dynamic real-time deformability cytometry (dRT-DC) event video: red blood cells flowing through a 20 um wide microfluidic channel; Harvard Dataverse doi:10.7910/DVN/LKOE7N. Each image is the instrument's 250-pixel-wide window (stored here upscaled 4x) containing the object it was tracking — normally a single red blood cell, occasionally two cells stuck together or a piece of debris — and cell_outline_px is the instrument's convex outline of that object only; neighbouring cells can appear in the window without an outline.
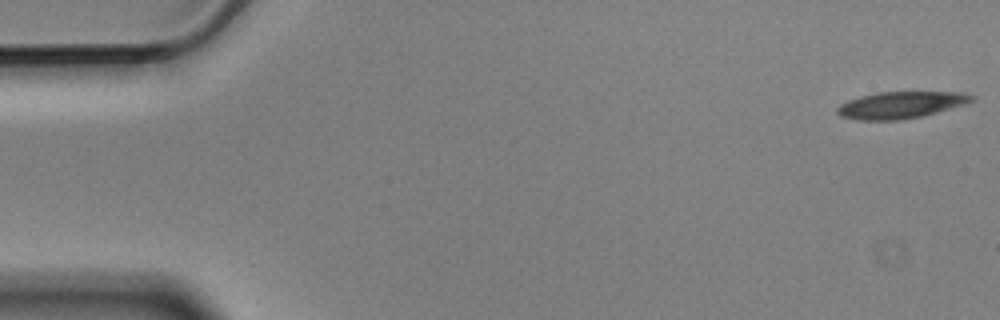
{"species": "Egyptian fruit bat (a non-hibernating species)", "species_latin": "Rousettus aegyptiacus", "temperature_condition": "cold", "stored_images_in_passage": 4, "camera_frame_rate_fps": 3000, "um_per_image_px": 0.085, "animal": {"sex": "male"}, "frame": {"image": 1, "passage_image": 1, "time_ms": 0.0, "image_size_px": [1000, 320], "cell_outline_px": [[976, 100], [964, 104], [924, 116], [904, 120], [856, 120], [840, 116], [836, 112], [836, 108], [840, 104], [848, 100], [860, 96], [880, 92], [964, 92], [976, 96]], "centroid_in_image_um": [76.58, 8.93], "position_along_channel_um": 8.4, "area_um2": 21.21}}